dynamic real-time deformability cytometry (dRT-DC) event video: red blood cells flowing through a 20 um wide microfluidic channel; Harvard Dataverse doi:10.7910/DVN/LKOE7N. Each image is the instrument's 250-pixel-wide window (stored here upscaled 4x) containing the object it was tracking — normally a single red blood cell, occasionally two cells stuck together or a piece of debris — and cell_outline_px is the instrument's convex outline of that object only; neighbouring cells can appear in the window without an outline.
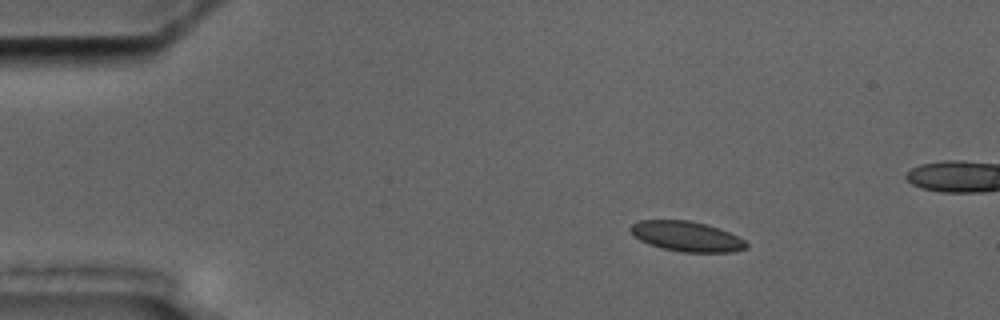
{"species": "common noctule bat (a hibernating species)", "species_latin": "Nyctalus noctula", "temperature_condition": "cold", "stored_images_in_passage": 6, "camera_frame_rate_fps": 3000, "um_per_image_px": 0.085, "animal": {"sex": "male", "body_mass_g": 17.5, "forearm_length_mm": 52.3}, "frame": {"image": 1, "passage_image": 2, "time_ms": 1.333, "image_size_px": [1000, 320], "cell_outline_px": [[748, 248], [736, 252], [680, 252], [660, 248], [648, 244], [632, 236], [628, 228], [632, 224], [640, 220], [688, 220], [704, 224], [728, 232], [744, 240], [748, 244]], "centroid_in_image_um": [58.32, 20.1], "position_along_channel_um": 26.7, "area_um2": 20.4}}